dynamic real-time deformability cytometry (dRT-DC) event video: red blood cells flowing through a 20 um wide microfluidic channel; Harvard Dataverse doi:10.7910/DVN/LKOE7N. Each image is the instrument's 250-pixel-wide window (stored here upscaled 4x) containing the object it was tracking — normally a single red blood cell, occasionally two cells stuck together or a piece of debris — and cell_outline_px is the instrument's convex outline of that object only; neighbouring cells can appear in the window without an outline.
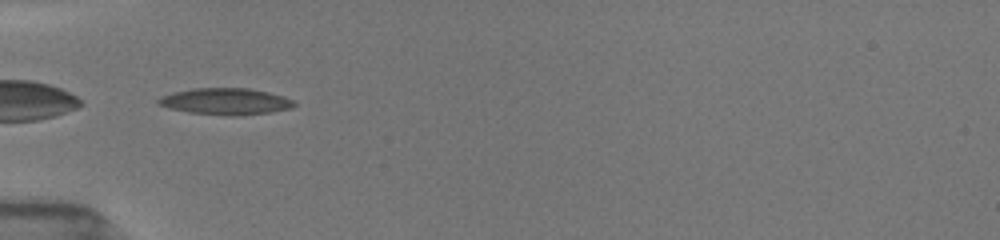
{"species": "common noctule bat (a hibernating species)", "species_latin": "Nyctalus noctula", "temperature_condition": "room temperature", "stored_images_in_passage": 12, "camera_frame_rate_fps": 3000, "um_per_image_px": 0.085, "animal": {"sex": "female", "body_mass_g": 19.5, "forearm_length_mm": 54.1}, "frame": {"image": 1, "passage_image": 1, "time_ms": 0.0, "image_size_px": [1000, 240], "cell_outline_px": [[296, 104], [292, 108], [272, 112], [240, 116], [232, 116], [188, 112], [168, 108], [160, 104], [156, 100], [160, 96], [172, 92], [196, 88], [248, 88], [268, 92], [284, 96], [292, 100]], "centroid_in_image_um": [19.18, 8.62], "position_along_channel_um": 65.8, "area_um2": 21.1}}
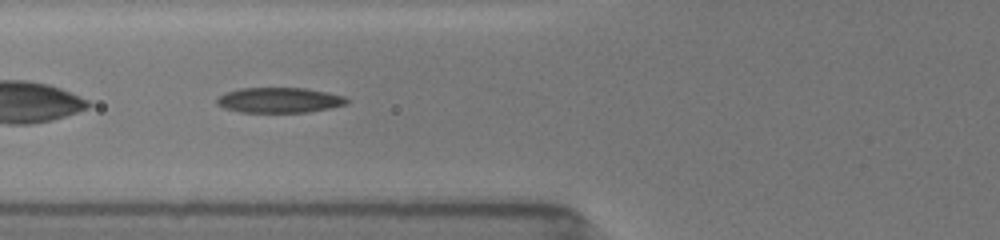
{"frame": {"image": 2, "passage_image": 4, "time_ms": 1.0, "image_size_px": [1000, 240], "cell_outline_px": [[348, 104], [308, 112], [240, 112], [224, 108], [216, 104], [216, 100], [220, 96], [228, 92], [240, 88], [304, 88], [344, 96], [348, 100]], "centroid_in_image_um": [23.73, 8.52], "position_along_channel_um": 102.1, "area_um2": 18.9}}
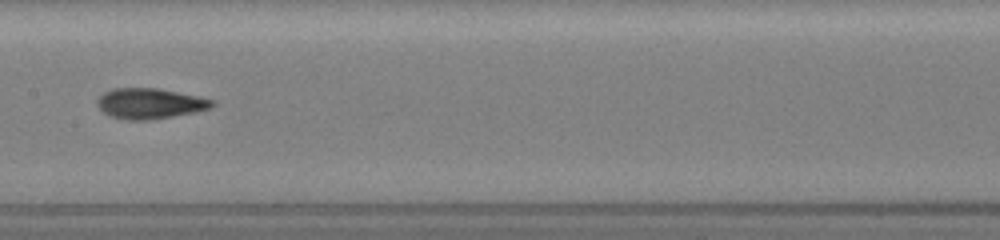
{"frame": {"image": 3, "passage_image": 8, "time_ms": 3.333, "image_size_px": [1000, 240], "cell_outline_px": [[216, 104], [212, 108], [196, 112], [148, 120], [128, 120], [112, 116], [104, 112], [96, 104], [96, 100], [104, 92], [112, 88], [156, 88], [216, 100]], "centroid_in_image_um": [12.76, 8.79], "position_along_channel_um": 194.6, "area_um2": 20.35}}